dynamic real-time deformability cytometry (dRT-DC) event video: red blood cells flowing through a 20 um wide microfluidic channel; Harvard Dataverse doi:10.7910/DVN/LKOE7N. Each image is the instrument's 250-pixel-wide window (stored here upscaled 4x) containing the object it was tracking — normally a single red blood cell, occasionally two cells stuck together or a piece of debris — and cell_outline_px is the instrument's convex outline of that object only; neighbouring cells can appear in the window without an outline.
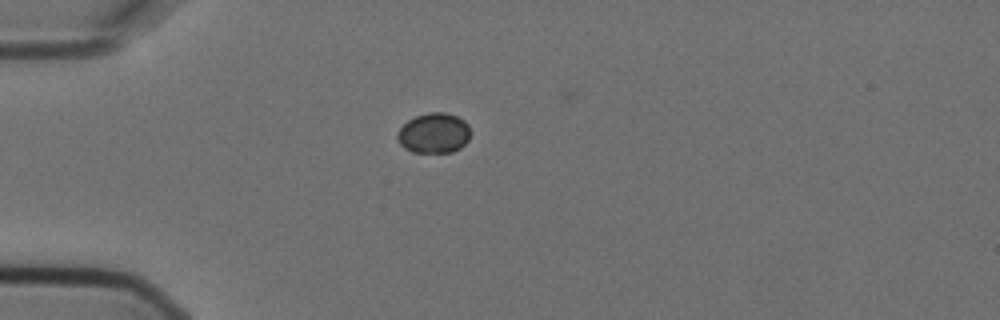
{"species": "Egyptian fruit bat (a non-hibernating species)", "species_latin": "Rousettus aegyptiacus", "temperature_condition": "cold", "stored_images_in_passage": 2, "camera_frame_rate_fps": 3000, "um_per_image_px": 0.085, "animal": {"sex": "female"}, "frame": {"image": 1, "passage_image": 1, "time_ms": 0.0, "image_size_px": [1000, 320], "cell_outline_px": [[468, 140], [460, 148], [452, 152], [412, 152], [404, 148], [400, 144], [396, 136], [396, 132], [408, 120], [416, 116], [428, 112], [444, 112], [456, 116], [464, 120], [468, 124]], "centroid_in_image_um": [36.85, 11.31], "position_along_channel_um": 48.2, "area_um2": 17.05}}